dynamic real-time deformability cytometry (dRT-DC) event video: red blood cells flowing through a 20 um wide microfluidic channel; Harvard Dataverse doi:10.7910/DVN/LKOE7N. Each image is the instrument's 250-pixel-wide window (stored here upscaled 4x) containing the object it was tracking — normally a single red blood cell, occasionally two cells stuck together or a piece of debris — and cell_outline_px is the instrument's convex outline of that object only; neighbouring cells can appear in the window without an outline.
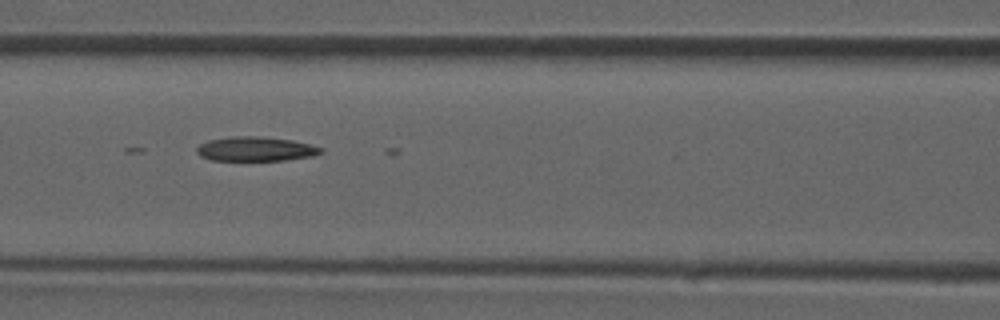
{"species": "common noctule bat (a hibernating species)", "species_latin": "Nyctalus noctula", "temperature_condition": "room temperature", "stored_images_in_passage": 22, "camera_frame_rate_fps": 3000, "um_per_image_px": 0.085, "animal": {"sex": "male", "forearm_length_mm": 52.5}, "frame": {"image": 1, "passage_image": 20, "time_ms": 6.333, "image_size_px": [1000, 320], "cell_outline_px": [[324, 152], [312, 156], [284, 160], [212, 160], [200, 156], [196, 152], [196, 148], [200, 144], [208, 140], [232, 136], [256, 136], [292, 140], [324, 148]], "centroid_in_image_um": [21.72, 12.66], "position_along_channel_um": 144.9, "area_um2": 17.57}}